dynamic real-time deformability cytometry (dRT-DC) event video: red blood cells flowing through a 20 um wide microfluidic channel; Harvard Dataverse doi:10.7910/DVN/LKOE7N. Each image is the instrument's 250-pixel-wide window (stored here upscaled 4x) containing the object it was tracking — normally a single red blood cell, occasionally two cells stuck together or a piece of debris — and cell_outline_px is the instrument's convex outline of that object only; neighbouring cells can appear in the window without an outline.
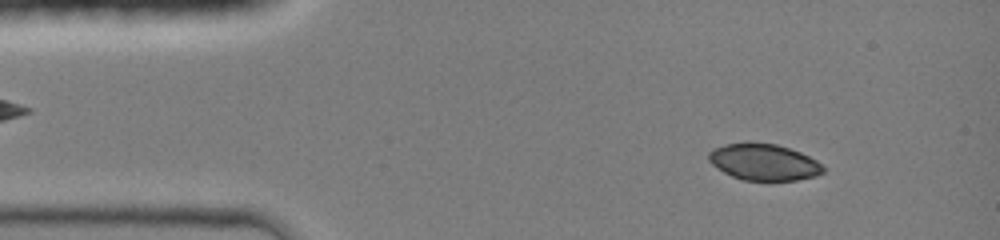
{"species": "common noctule bat (a hibernating species)", "species_latin": "Nyctalus noctula", "temperature_condition": "room temperature", "stored_images_in_passage": 44, "camera_frame_rate_fps": 3000, "um_per_image_px": 0.085, "animal": {"sex": "female", "body_mass_g": 19.0, "forearm_length_mm": 51.5}, "frame": {"image": 1, "passage_image": 5, "time_ms": 1.333, "image_size_px": [1000, 240], "cell_outline_px": [[824, 172], [816, 176], [796, 180], [768, 184], [744, 180], [732, 176], [724, 172], [712, 164], [708, 160], [708, 152], [712, 148], [724, 144], [776, 144], [800, 152], [816, 160], [824, 168]], "centroid_in_image_um": [64.93, 13.84], "position_along_channel_um": 20.1, "area_um2": 24.62}}
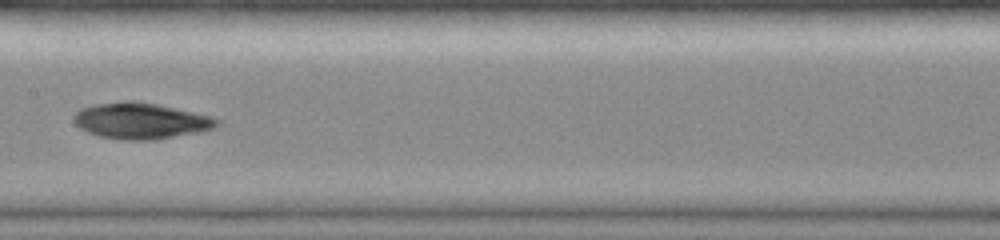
{"frame": {"image": 2, "passage_image": 22, "time_ms": 7.0, "image_size_px": [1000, 240], "cell_outline_px": [[220, 124], [216, 128], [200, 132], [156, 140], [120, 140], [100, 136], [88, 132], [80, 128], [72, 120], [76, 112], [80, 108], [92, 104], [128, 100], [132, 100], [156, 104], [212, 116], [220, 120]], "centroid_in_image_um": [11.98, 10.27], "position_along_channel_um": 195.4, "area_um2": 30.4}}
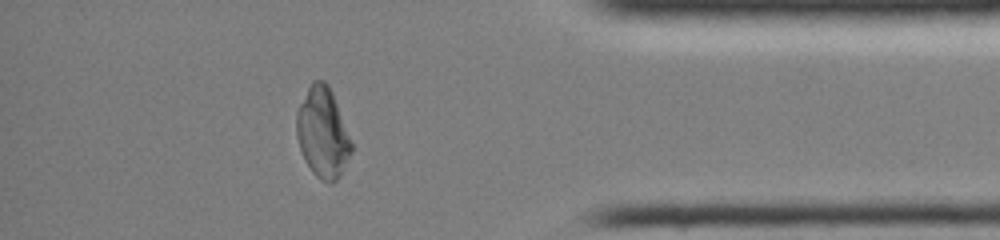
{"frame": {"image": 3, "passage_image": 38, "time_ms": 12.333, "image_size_px": [1000, 240], "cell_outline_px": [[352, 152], [340, 176], [332, 184], [328, 184], [320, 180], [312, 172], [304, 160], [296, 136], [296, 112], [312, 80], [324, 80], [328, 84], [332, 92], [352, 144]], "centroid_in_image_um": [27.42, 11.31], "position_along_channel_um": 407.8, "area_um2": 28.78}, "authors_computed_cell_mechanics": {"area_um2": 28.6977, "velocity_mm_per_s": 4.3113, "shape_relaxation_time_tau1_ms": null, "shape_relaxation_time_tau2_ms": 1.4784, "deformation_change_tau1": null, "deformation_change_tau2": 0.0361}}